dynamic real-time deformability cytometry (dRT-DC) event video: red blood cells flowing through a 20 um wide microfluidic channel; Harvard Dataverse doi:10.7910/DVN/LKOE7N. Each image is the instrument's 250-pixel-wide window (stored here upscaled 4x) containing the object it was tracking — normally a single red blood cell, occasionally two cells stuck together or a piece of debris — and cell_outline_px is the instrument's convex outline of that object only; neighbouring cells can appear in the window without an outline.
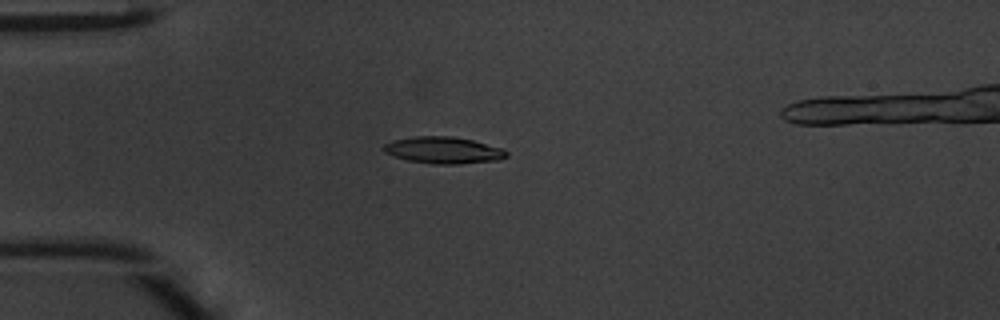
{"species": "common noctule bat (a hibernating species)", "species_latin": "Nyctalus noctula", "temperature_condition": "warm", "stored_images_in_passage": 33, "camera_frame_rate_fps": 3000, "um_per_image_px": 0.085, "animal": {"sex": "male", "body_mass_g": 20.1, "forearm_length_mm": 53.5}, "frame": {"image": 1, "passage_image": 13, "time_ms": 4.0, "image_size_px": [1000, 320], "cell_outline_px": [[504, 156], [480, 160], [420, 160], [412, 140], [468, 140], [504, 152]], "centroid_in_image_um": [38.61, 12.78], "position_along_channel_um": 46.4, "area_um2": 10.81}}
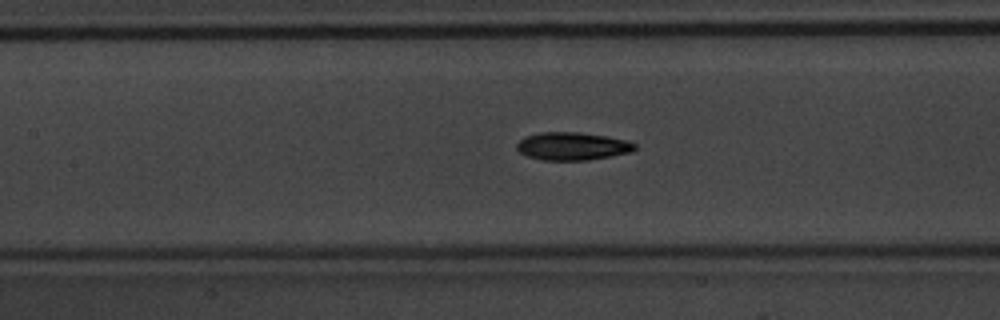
{"frame": {"image": 2, "passage_image": 22, "time_ms": 7.0, "image_size_px": [1000, 320], "cell_outline_px": [[632, 148], [600, 156], [540, 156], [520, 148], [520, 144], [536, 136], [592, 136], [616, 140], [628, 144]], "centroid_in_image_um": [48.69, 12.41], "position_along_channel_um": 158.7, "area_um2": 13.06}}
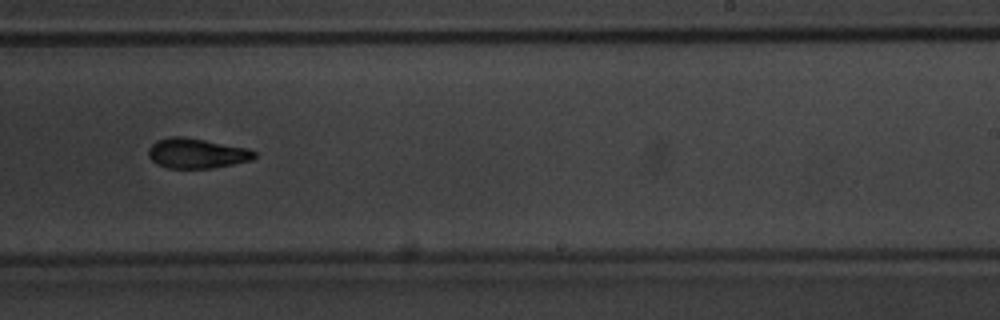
{"frame": {"image": 3, "passage_image": 30, "time_ms": 9.667, "image_size_px": [1000, 320], "cell_outline_px": [[252, 156], [220, 164], [204, 164], [152, 156], [152, 152], [160, 144], [168, 140], [192, 140], [252, 152]], "centroid_in_image_um": [16.89, 12.94], "position_along_channel_um": 272.1, "area_um2": 11.73}}